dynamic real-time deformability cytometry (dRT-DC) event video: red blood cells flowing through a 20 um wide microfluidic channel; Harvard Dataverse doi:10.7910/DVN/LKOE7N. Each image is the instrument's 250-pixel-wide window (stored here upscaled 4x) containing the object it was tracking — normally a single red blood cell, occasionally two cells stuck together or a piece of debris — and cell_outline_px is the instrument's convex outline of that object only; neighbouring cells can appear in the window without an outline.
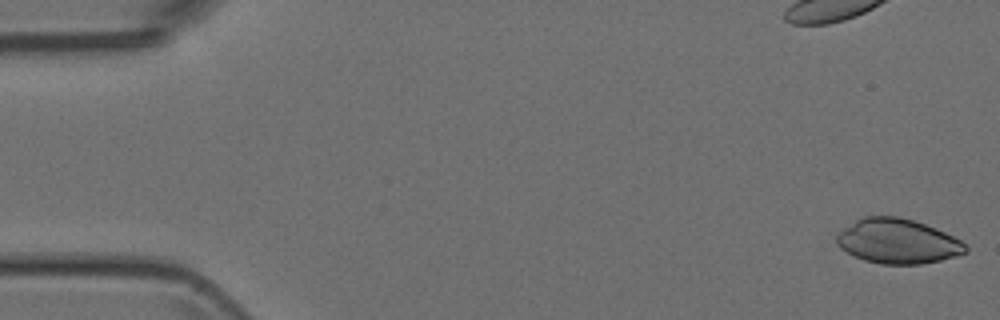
{"species": "Egyptian fruit bat (a non-hibernating species)", "species_latin": "Rousettus aegyptiacus", "temperature_condition": "room temperature", "stored_images_in_passage": 47, "camera_frame_rate_fps": 3000, "um_per_image_px": 0.085, "animal": {"sex": "female"}, "frame": {"image": 1, "passage_image": 1, "time_ms": 0.0, "image_size_px": [1000, 320], "cell_outline_px": [[968, 252], [956, 256], [940, 260], [920, 264], [880, 264], [864, 260], [840, 248], [836, 244], [836, 236], [844, 228], [856, 220], [864, 216], [900, 216], [936, 228], [960, 240], [968, 248]], "centroid_in_image_um": [76.3, 20.51], "position_along_channel_um": 8.7, "area_um2": 33.41}}